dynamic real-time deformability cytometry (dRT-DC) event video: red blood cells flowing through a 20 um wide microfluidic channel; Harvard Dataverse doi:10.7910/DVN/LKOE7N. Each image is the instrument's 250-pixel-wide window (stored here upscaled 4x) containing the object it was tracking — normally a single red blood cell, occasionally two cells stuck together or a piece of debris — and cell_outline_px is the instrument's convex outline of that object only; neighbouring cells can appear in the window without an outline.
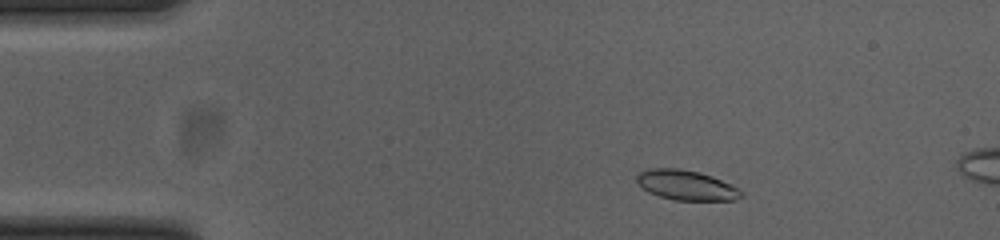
{"species": "common noctule bat (a hibernating species)", "species_latin": "Nyctalus noctula", "temperature_condition": "cold", "stored_images_in_passage": 10, "camera_frame_rate_fps": 3000, "um_per_image_px": 0.085, "animal": {"sex": "female", "body_mass_g": 23.0, "forearm_length_mm": 53.4}, "frame": {"image": 1, "passage_image": 5, "time_ms": 1.333, "image_size_px": [1000, 240], "cell_outline_px": [[744, 196], [736, 200], [672, 200], [648, 192], [636, 180], [636, 176], [640, 172], [652, 168], [680, 168], [700, 172], [712, 176], [732, 184], [744, 192]], "centroid_in_image_um": [58.39, 15.74], "position_along_channel_um": 26.6, "area_um2": 18.32}}